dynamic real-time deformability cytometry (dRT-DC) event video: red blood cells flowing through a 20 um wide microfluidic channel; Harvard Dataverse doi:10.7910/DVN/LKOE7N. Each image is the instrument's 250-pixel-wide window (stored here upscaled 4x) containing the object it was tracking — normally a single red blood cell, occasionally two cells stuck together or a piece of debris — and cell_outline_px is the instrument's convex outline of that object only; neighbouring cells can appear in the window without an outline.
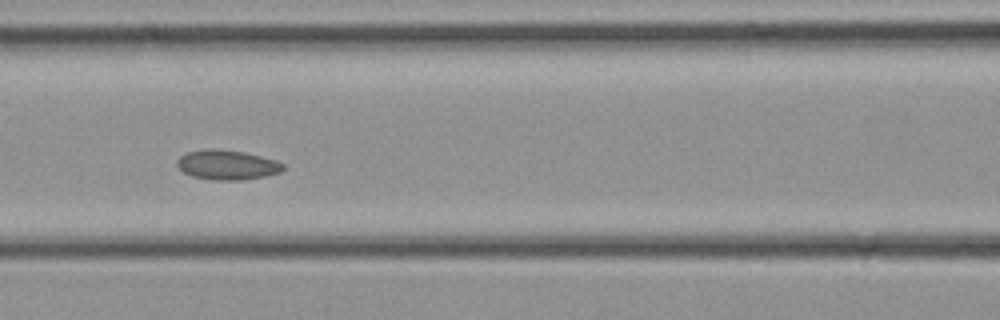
{"species": "common noctule bat (a hibernating species)", "species_latin": "Nyctalus noctula", "temperature_condition": "cold", "stored_images_in_passage": 34, "camera_frame_rate_fps": 3000, "um_per_image_px": 0.085, "animal": {"sex": "female", "body_mass_g": 21.9}, "frame": {"image": 1, "passage_image": 15, "time_ms": 4.667, "image_size_px": [1000, 320], "cell_outline_px": [[284, 168], [280, 172], [264, 176], [240, 180], [212, 180], [192, 176], [184, 172], [176, 164], [176, 160], [180, 156], [188, 152], [208, 148], [212, 148], [244, 152], [276, 160], [284, 164]], "centroid_in_image_um": [19.29, 14.01], "position_along_channel_um": 147.3, "area_um2": 18.26}}
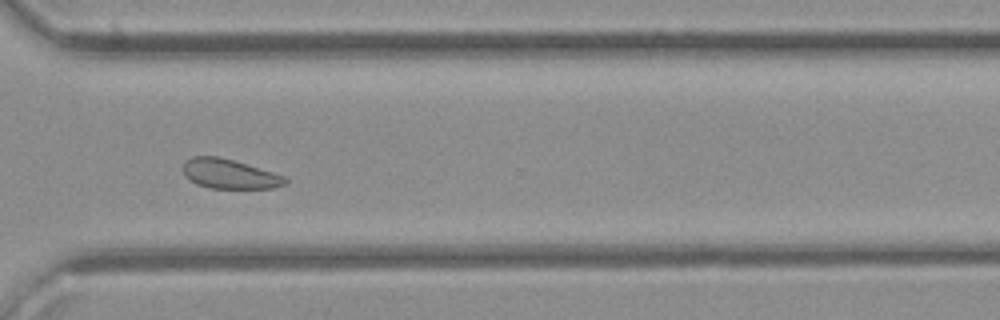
{"frame": {"image": 2, "passage_image": 25, "time_ms": 8.0, "image_size_px": [1000, 320], "cell_outline_px": [[288, 184], [272, 188], [208, 188], [196, 184], [184, 176], [184, 160], [192, 156], [220, 156], [288, 176]], "centroid_in_image_um": [19.54, 14.78], "position_along_channel_um": 351.1, "area_um2": 17.92}}